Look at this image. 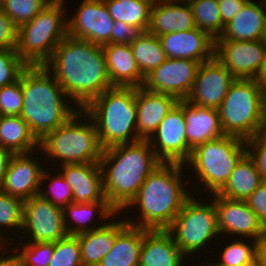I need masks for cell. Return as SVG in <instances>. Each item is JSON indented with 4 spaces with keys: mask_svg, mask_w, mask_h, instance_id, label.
I'll use <instances>...</instances> for the list:
<instances>
[{
    "mask_svg": "<svg viewBox=\"0 0 266 266\" xmlns=\"http://www.w3.org/2000/svg\"><path fill=\"white\" fill-rule=\"evenodd\" d=\"M44 66L77 109H84L93 99L113 87L102 46L87 40L67 35Z\"/></svg>",
    "mask_w": 266,
    "mask_h": 266,
    "instance_id": "6da1fadb",
    "label": "cell"
},
{
    "mask_svg": "<svg viewBox=\"0 0 266 266\" xmlns=\"http://www.w3.org/2000/svg\"><path fill=\"white\" fill-rule=\"evenodd\" d=\"M161 163L149 140L115 145L102 151L100 166L104 194L118 215L135 198L147 176Z\"/></svg>",
    "mask_w": 266,
    "mask_h": 266,
    "instance_id": "7a4b0ae2",
    "label": "cell"
},
{
    "mask_svg": "<svg viewBox=\"0 0 266 266\" xmlns=\"http://www.w3.org/2000/svg\"><path fill=\"white\" fill-rule=\"evenodd\" d=\"M184 167L181 163L162 162L148 175L135 198L122 211L126 213L139 206L137 220L125 219L127 223L147 230H167L192 196L182 180Z\"/></svg>",
    "mask_w": 266,
    "mask_h": 266,
    "instance_id": "3957f363",
    "label": "cell"
},
{
    "mask_svg": "<svg viewBox=\"0 0 266 266\" xmlns=\"http://www.w3.org/2000/svg\"><path fill=\"white\" fill-rule=\"evenodd\" d=\"M21 87L20 116L39 141L78 111L76 106H69L71 103L62 86L44 65L27 66L21 73Z\"/></svg>",
    "mask_w": 266,
    "mask_h": 266,
    "instance_id": "277c9868",
    "label": "cell"
},
{
    "mask_svg": "<svg viewBox=\"0 0 266 266\" xmlns=\"http://www.w3.org/2000/svg\"><path fill=\"white\" fill-rule=\"evenodd\" d=\"M94 121L102 149L141 140L137 134L136 88L113 86L83 109Z\"/></svg>",
    "mask_w": 266,
    "mask_h": 266,
    "instance_id": "5b68a950",
    "label": "cell"
},
{
    "mask_svg": "<svg viewBox=\"0 0 266 266\" xmlns=\"http://www.w3.org/2000/svg\"><path fill=\"white\" fill-rule=\"evenodd\" d=\"M83 117L87 122L83 123ZM39 151L47 155L46 159L60 160V165H64L100 163L103 149L94 121L83 109H78L64 124L39 141Z\"/></svg>",
    "mask_w": 266,
    "mask_h": 266,
    "instance_id": "8992f818",
    "label": "cell"
},
{
    "mask_svg": "<svg viewBox=\"0 0 266 266\" xmlns=\"http://www.w3.org/2000/svg\"><path fill=\"white\" fill-rule=\"evenodd\" d=\"M64 1L52 0L34 18L18 27L16 52L28 66L44 65L67 36Z\"/></svg>",
    "mask_w": 266,
    "mask_h": 266,
    "instance_id": "52a82bcc",
    "label": "cell"
},
{
    "mask_svg": "<svg viewBox=\"0 0 266 266\" xmlns=\"http://www.w3.org/2000/svg\"><path fill=\"white\" fill-rule=\"evenodd\" d=\"M218 111L225 135L246 141L265 128L266 96L254 79H236Z\"/></svg>",
    "mask_w": 266,
    "mask_h": 266,
    "instance_id": "ba28073f",
    "label": "cell"
},
{
    "mask_svg": "<svg viewBox=\"0 0 266 266\" xmlns=\"http://www.w3.org/2000/svg\"><path fill=\"white\" fill-rule=\"evenodd\" d=\"M247 153L246 141L225 135L196 146L186 162L203 184L204 191L217 194L226 184L240 159Z\"/></svg>",
    "mask_w": 266,
    "mask_h": 266,
    "instance_id": "9c48e42d",
    "label": "cell"
},
{
    "mask_svg": "<svg viewBox=\"0 0 266 266\" xmlns=\"http://www.w3.org/2000/svg\"><path fill=\"white\" fill-rule=\"evenodd\" d=\"M197 199L192 195L167 229L185 256L204 249L207 242L220 234L214 201L211 199L205 204Z\"/></svg>",
    "mask_w": 266,
    "mask_h": 266,
    "instance_id": "30bf717a",
    "label": "cell"
},
{
    "mask_svg": "<svg viewBox=\"0 0 266 266\" xmlns=\"http://www.w3.org/2000/svg\"><path fill=\"white\" fill-rule=\"evenodd\" d=\"M63 215V208L39 194L24 201L22 231L30 237L28 242H56L68 236Z\"/></svg>",
    "mask_w": 266,
    "mask_h": 266,
    "instance_id": "8fae6325",
    "label": "cell"
},
{
    "mask_svg": "<svg viewBox=\"0 0 266 266\" xmlns=\"http://www.w3.org/2000/svg\"><path fill=\"white\" fill-rule=\"evenodd\" d=\"M200 62L188 59L167 58L145 77L143 87L154 93L170 94L178 100L188 98Z\"/></svg>",
    "mask_w": 266,
    "mask_h": 266,
    "instance_id": "7c38bea8",
    "label": "cell"
},
{
    "mask_svg": "<svg viewBox=\"0 0 266 266\" xmlns=\"http://www.w3.org/2000/svg\"><path fill=\"white\" fill-rule=\"evenodd\" d=\"M114 20L103 0H82L77 13L67 19V35L95 45L111 44Z\"/></svg>",
    "mask_w": 266,
    "mask_h": 266,
    "instance_id": "4fadbf2b",
    "label": "cell"
},
{
    "mask_svg": "<svg viewBox=\"0 0 266 266\" xmlns=\"http://www.w3.org/2000/svg\"><path fill=\"white\" fill-rule=\"evenodd\" d=\"M217 211L220 235H241L259 243L266 237V229L246 201L232 200L219 194L212 195Z\"/></svg>",
    "mask_w": 266,
    "mask_h": 266,
    "instance_id": "5bb4252c",
    "label": "cell"
},
{
    "mask_svg": "<svg viewBox=\"0 0 266 266\" xmlns=\"http://www.w3.org/2000/svg\"><path fill=\"white\" fill-rule=\"evenodd\" d=\"M235 80L234 75L214 56L201 62L186 100L201 107L218 110Z\"/></svg>",
    "mask_w": 266,
    "mask_h": 266,
    "instance_id": "9a60e30c",
    "label": "cell"
},
{
    "mask_svg": "<svg viewBox=\"0 0 266 266\" xmlns=\"http://www.w3.org/2000/svg\"><path fill=\"white\" fill-rule=\"evenodd\" d=\"M149 142L161 162L186 164V120L178 104L163 118Z\"/></svg>",
    "mask_w": 266,
    "mask_h": 266,
    "instance_id": "2e32d148",
    "label": "cell"
},
{
    "mask_svg": "<svg viewBox=\"0 0 266 266\" xmlns=\"http://www.w3.org/2000/svg\"><path fill=\"white\" fill-rule=\"evenodd\" d=\"M265 53L262 40H215V57L236 79H254Z\"/></svg>",
    "mask_w": 266,
    "mask_h": 266,
    "instance_id": "e0dca14e",
    "label": "cell"
},
{
    "mask_svg": "<svg viewBox=\"0 0 266 266\" xmlns=\"http://www.w3.org/2000/svg\"><path fill=\"white\" fill-rule=\"evenodd\" d=\"M33 153L13 154L0 189L23 202L39 193L42 165L31 157ZM37 161V162H36Z\"/></svg>",
    "mask_w": 266,
    "mask_h": 266,
    "instance_id": "ac0fdd59",
    "label": "cell"
},
{
    "mask_svg": "<svg viewBox=\"0 0 266 266\" xmlns=\"http://www.w3.org/2000/svg\"><path fill=\"white\" fill-rule=\"evenodd\" d=\"M167 58L204 62L215 56V39L198 27L158 36Z\"/></svg>",
    "mask_w": 266,
    "mask_h": 266,
    "instance_id": "d6986e66",
    "label": "cell"
},
{
    "mask_svg": "<svg viewBox=\"0 0 266 266\" xmlns=\"http://www.w3.org/2000/svg\"><path fill=\"white\" fill-rule=\"evenodd\" d=\"M177 104L183 109L186 120L188 161L196 146L223 137L225 133L217 109L201 107L186 99L179 100Z\"/></svg>",
    "mask_w": 266,
    "mask_h": 266,
    "instance_id": "ffe728a7",
    "label": "cell"
},
{
    "mask_svg": "<svg viewBox=\"0 0 266 266\" xmlns=\"http://www.w3.org/2000/svg\"><path fill=\"white\" fill-rule=\"evenodd\" d=\"M60 166V173L72 187L74 203L107 201L100 163H76Z\"/></svg>",
    "mask_w": 266,
    "mask_h": 266,
    "instance_id": "44dd1931",
    "label": "cell"
},
{
    "mask_svg": "<svg viewBox=\"0 0 266 266\" xmlns=\"http://www.w3.org/2000/svg\"><path fill=\"white\" fill-rule=\"evenodd\" d=\"M170 94L154 93L144 87L136 88L137 134L142 140H149L156 132L163 118L178 103Z\"/></svg>",
    "mask_w": 266,
    "mask_h": 266,
    "instance_id": "7402d4cb",
    "label": "cell"
},
{
    "mask_svg": "<svg viewBox=\"0 0 266 266\" xmlns=\"http://www.w3.org/2000/svg\"><path fill=\"white\" fill-rule=\"evenodd\" d=\"M181 3H184L183 6ZM196 28L187 0H155L151 8L148 32L161 36L169 32Z\"/></svg>",
    "mask_w": 266,
    "mask_h": 266,
    "instance_id": "603a6c76",
    "label": "cell"
},
{
    "mask_svg": "<svg viewBox=\"0 0 266 266\" xmlns=\"http://www.w3.org/2000/svg\"><path fill=\"white\" fill-rule=\"evenodd\" d=\"M185 259L167 230L143 229L139 266H183Z\"/></svg>",
    "mask_w": 266,
    "mask_h": 266,
    "instance_id": "cb8c5ba5",
    "label": "cell"
},
{
    "mask_svg": "<svg viewBox=\"0 0 266 266\" xmlns=\"http://www.w3.org/2000/svg\"><path fill=\"white\" fill-rule=\"evenodd\" d=\"M102 48L112 86L143 87L145 78L140 72L130 44H107Z\"/></svg>",
    "mask_w": 266,
    "mask_h": 266,
    "instance_id": "d4e9b609",
    "label": "cell"
},
{
    "mask_svg": "<svg viewBox=\"0 0 266 266\" xmlns=\"http://www.w3.org/2000/svg\"><path fill=\"white\" fill-rule=\"evenodd\" d=\"M266 16V0H249L242 10L225 26L216 40L254 41L261 40Z\"/></svg>",
    "mask_w": 266,
    "mask_h": 266,
    "instance_id": "484cf974",
    "label": "cell"
},
{
    "mask_svg": "<svg viewBox=\"0 0 266 266\" xmlns=\"http://www.w3.org/2000/svg\"><path fill=\"white\" fill-rule=\"evenodd\" d=\"M107 221L98 229L75 235L79 241L83 266H97L112 249L118 233L128 224L124 218Z\"/></svg>",
    "mask_w": 266,
    "mask_h": 266,
    "instance_id": "4316f807",
    "label": "cell"
},
{
    "mask_svg": "<svg viewBox=\"0 0 266 266\" xmlns=\"http://www.w3.org/2000/svg\"><path fill=\"white\" fill-rule=\"evenodd\" d=\"M63 214L67 233L69 235H77L98 229L106 224L104 222L97 226L96 222V225H93V222H91V225H89L90 221H93V217V219H96L97 216L95 215H98L100 221L103 222L104 220L106 221V219H111V217H116L118 213L109 205L108 201H98L89 203H69L63 208Z\"/></svg>",
    "mask_w": 266,
    "mask_h": 266,
    "instance_id": "83f0119b",
    "label": "cell"
},
{
    "mask_svg": "<svg viewBox=\"0 0 266 266\" xmlns=\"http://www.w3.org/2000/svg\"><path fill=\"white\" fill-rule=\"evenodd\" d=\"M143 228L127 224L97 266H139Z\"/></svg>",
    "mask_w": 266,
    "mask_h": 266,
    "instance_id": "f1b7e54d",
    "label": "cell"
},
{
    "mask_svg": "<svg viewBox=\"0 0 266 266\" xmlns=\"http://www.w3.org/2000/svg\"><path fill=\"white\" fill-rule=\"evenodd\" d=\"M263 182L253 159L246 153L217 194L232 200L246 201Z\"/></svg>",
    "mask_w": 266,
    "mask_h": 266,
    "instance_id": "f546056e",
    "label": "cell"
},
{
    "mask_svg": "<svg viewBox=\"0 0 266 266\" xmlns=\"http://www.w3.org/2000/svg\"><path fill=\"white\" fill-rule=\"evenodd\" d=\"M0 147L13 154L29 153L39 149V140L20 115H0Z\"/></svg>",
    "mask_w": 266,
    "mask_h": 266,
    "instance_id": "4dcf8cb0",
    "label": "cell"
},
{
    "mask_svg": "<svg viewBox=\"0 0 266 266\" xmlns=\"http://www.w3.org/2000/svg\"><path fill=\"white\" fill-rule=\"evenodd\" d=\"M114 21L148 31L151 8L155 0H103Z\"/></svg>",
    "mask_w": 266,
    "mask_h": 266,
    "instance_id": "1f68e13d",
    "label": "cell"
},
{
    "mask_svg": "<svg viewBox=\"0 0 266 266\" xmlns=\"http://www.w3.org/2000/svg\"><path fill=\"white\" fill-rule=\"evenodd\" d=\"M130 46L144 78L167 59L158 36L148 31Z\"/></svg>",
    "mask_w": 266,
    "mask_h": 266,
    "instance_id": "d6a6232c",
    "label": "cell"
},
{
    "mask_svg": "<svg viewBox=\"0 0 266 266\" xmlns=\"http://www.w3.org/2000/svg\"><path fill=\"white\" fill-rule=\"evenodd\" d=\"M196 27L207 32L213 39L219 38L225 29L222 24L218 0H187Z\"/></svg>",
    "mask_w": 266,
    "mask_h": 266,
    "instance_id": "836d02e7",
    "label": "cell"
},
{
    "mask_svg": "<svg viewBox=\"0 0 266 266\" xmlns=\"http://www.w3.org/2000/svg\"><path fill=\"white\" fill-rule=\"evenodd\" d=\"M227 244L220 253V262L209 263L207 266H256L259 242L251 239V245L241 239Z\"/></svg>",
    "mask_w": 266,
    "mask_h": 266,
    "instance_id": "e575fe53",
    "label": "cell"
},
{
    "mask_svg": "<svg viewBox=\"0 0 266 266\" xmlns=\"http://www.w3.org/2000/svg\"><path fill=\"white\" fill-rule=\"evenodd\" d=\"M51 173V174H50ZM48 172V169L42 173L41 176V184L39 189V195L44 199H47L52 205L58 206L60 208L66 207L69 203L73 202V191L72 187L68 184V182L64 179L62 174L59 172L58 174H54L56 176H50L53 172ZM50 178H49V177ZM50 179V183H48V187L43 188V183H45V179ZM42 187V188H41ZM47 188V189H45ZM46 190V192H44Z\"/></svg>",
    "mask_w": 266,
    "mask_h": 266,
    "instance_id": "d590c367",
    "label": "cell"
},
{
    "mask_svg": "<svg viewBox=\"0 0 266 266\" xmlns=\"http://www.w3.org/2000/svg\"><path fill=\"white\" fill-rule=\"evenodd\" d=\"M52 0H0L2 11L19 27L30 21Z\"/></svg>",
    "mask_w": 266,
    "mask_h": 266,
    "instance_id": "8d00e7d4",
    "label": "cell"
},
{
    "mask_svg": "<svg viewBox=\"0 0 266 266\" xmlns=\"http://www.w3.org/2000/svg\"><path fill=\"white\" fill-rule=\"evenodd\" d=\"M22 248V249H21ZM13 254L16 266H49L54 254V242H26Z\"/></svg>",
    "mask_w": 266,
    "mask_h": 266,
    "instance_id": "74e56055",
    "label": "cell"
},
{
    "mask_svg": "<svg viewBox=\"0 0 266 266\" xmlns=\"http://www.w3.org/2000/svg\"><path fill=\"white\" fill-rule=\"evenodd\" d=\"M22 219H23V201L8 195L0 189V240L5 244L6 237H3V230L7 229L15 232L16 230H22ZM3 227V228H2ZM4 238V239H3Z\"/></svg>",
    "mask_w": 266,
    "mask_h": 266,
    "instance_id": "f35d334b",
    "label": "cell"
},
{
    "mask_svg": "<svg viewBox=\"0 0 266 266\" xmlns=\"http://www.w3.org/2000/svg\"><path fill=\"white\" fill-rule=\"evenodd\" d=\"M49 266H83L79 241L75 235L54 242V254Z\"/></svg>",
    "mask_w": 266,
    "mask_h": 266,
    "instance_id": "ab89813d",
    "label": "cell"
},
{
    "mask_svg": "<svg viewBox=\"0 0 266 266\" xmlns=\"http://www.w3.org/2000/svg\"><path fill=\"white\" fill-rule=\"evenodd\" d=\"M27 66L16 49L0 48V88L17 81Z\"/></svg>",
    "mask_w": 266,
    "mask_h": 266,
    "instance_id": "60d3db41",
    "label": "cell"
},
{
    "mask_svg": "<svg viewBox=\"0 0 266 266\" xmlns=\"http://www.w3.org/2000/svg\"><path fill=\"white\" fill-rule=\"evenodd\" d=\"M23 108L21 75L17 81L0 88V115L19 116Z\"/></svg>",
    "mask_w": 266,
    "mask_h": 266,
    "instance_id": "b9f144b4",
    "label": "cell"
},
{
    "mask_svg": "<svg viewBox=\"0 0 266 266\" xmlns=\"http://www.w3.org/2000/svg\"><path fill=\"white\" fill-rule=\"evenodd\" d=\"M247 153L253 159L263 181H266V128L246 140Z\"/></svg>",
    "mask_w": 266,
    "mask_h": 266,
    "instance_id": "7bdbcfd3",
    "label": "cell"
},
{
    "mask_svg": "<svg viewBox=\"0 0 266 266\" xmlns=\"http://www.w3.org/2000/svg\"><path fill=\"white\" fill-rule=\"evenodd\" d=\"M145 31L141 27L131 26L121 21H114L111 32V44H131L139 39Z\"/></svg>",
    "mask_w": 266,
    "mask_h": 266,
    "instance_id": "ee69618b",
    "label": "cell"
},
{
    "mask_svg": "<svg viewBox=\"0 0 266 266\" xmlns=\"http://www.w3.org/2000/svg\"><path fill=\"white\" fill-rule=\"evenodd\" d=\"M18 27L0 8V48L16 49Z\"/></svg>",
    "mask_w": 266,
    "mask_h": 266,
    "instance_id": "f6af8a7d",
    "label": "cell"
},
{
    "mask_svg": "<svg viewBox=\"0 0 266 266\" xmlns=\"http://www.w3.org/2000/svg\"><path fill=\"white\" fill-rule=\"evenodd\" d=\"M246 202L266 229V181L257 187Z\"/></svg>",
    "mask_w": 266,
    "mask_h": 266,
    "instance_id": "bcb514c9",
    "label": "cell"
},
{
    "mask_svg": "<svg viewBox=\"0 0 266 266\" xmlns=\"http://www.w3.org/2000/svg\"><path fill=\"white\" fill-rule=\"evenodd\" d=\"M249 0H218L222 24L227 26Z\"/></svg>",
    "mask_w": 266,
    "mask_h": 266,
    "instance_id": "7dc6e473",
    "label": "cell"
},
{
    "mask_svg": "<svg viewBox=\"0 0 266 266\" xmlns=\"http://www.w3.org/2000/svg\"><path fill=\"white\" fill-rule=\"evenodd\" d=\"M13 153L0 147V187L3 184L9 161Z\"/></svg>",
    "mask_w": 266,
    "mask_h": 266,
    "instance_id": "c3c4849f",
    "label": "cell"
},
{
    "mask_svg": "<svg viewBox=\"0 0 266 266\" xmlns=\"http://www.w3.org/2000/svg\"><path fill=\"white\" fill-rule=\"evenodd\" d=\"M254 80L261 92L266 96V53L262 61V64L254 77Z\"/></svg>",
    "mask_w": 266,
    "mask_h": 266,
    "instance_id": "681fc988",
    "label": "cell"
},
{
    "mask_svg": "<svg viewBox=\"0 0 266 266\" xmlns=\"http://www.w3.org/2000/svg\"><path fill=\"white\" fill-rule=\"evenodd\" d=\"M256 266H266V237L258 245Z\"/></svg>",
    "mask_w": 266,
    "mask_h": 266,
    "instance_id": "f907efd6",
    "label": "cell"
},
{
    "mask_svg": "<svg viewBox=\"0 0 266 266\" xmlns=\"http://www.w3.org/2000/svg\"><path fill=\"white\" fill-rule=\"evenodd\" d=\"M0 266H16L15 260L13 258V254L12 255L10 254V256L0 255Z\"/></svg>",
    "mask_w": 266,
    "mask_h": 266,
    "instance_id": "816d5d0a",
    "label": "cell"
},
{
    "mask_svg": "<svg viewBox=\"0 0 266 266\" xmlns=\"http://www.w3.org/2000/svg\"><path fill=\"white\" fill-rule=\"evenodd\" d=\"M261 40L266 45V16H265V20H264V28H263Z\"/></svg>",
    "mask_w": 266,
    "mask_h": 266,
    "instance_id": "f5cc1de1",
    "label": "cell"
},
{
    "mask_svg": "<svg viewBox=\"0 0 266 266\" xmlns=\"http://www.w3.org/2000/svg\"><path fill=\"white\" fill-rule=\"evenodd\" d=\"M7 244H5L4 242H2L0 240V252H3L5 249L3 248L4 246H6ZM3 250V251H2Z\"/></svg>",
    "mask_w": 266,
    "mask_h": 266,
    "instance_id": "db71d44e",
    "label": "cell"
}]
</instances>
